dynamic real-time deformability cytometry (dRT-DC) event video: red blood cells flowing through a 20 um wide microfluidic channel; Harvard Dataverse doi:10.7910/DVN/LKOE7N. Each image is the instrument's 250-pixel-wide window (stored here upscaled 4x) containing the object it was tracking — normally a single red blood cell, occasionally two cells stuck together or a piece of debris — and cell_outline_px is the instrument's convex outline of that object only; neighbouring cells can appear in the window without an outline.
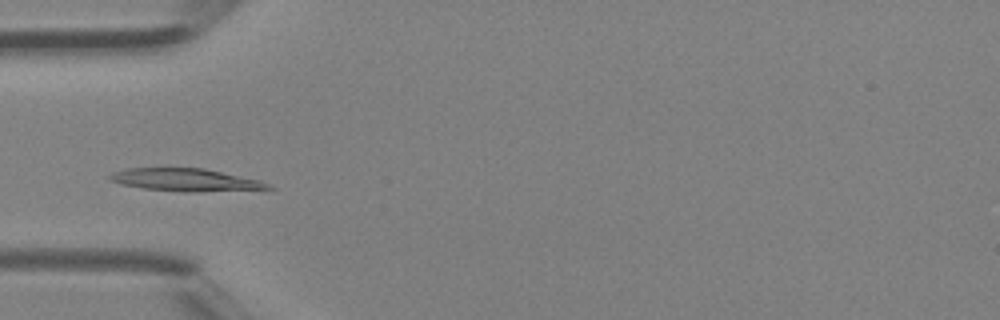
{"species": "Egyptian fruit bat (a non-hibernating species)", "species_latin": "Rousettus aegyptiacus", "temperature_condition": "room temperature", "stored_images_in_passage": 36, "camera_frame_rate_fps": 3000, "um_per_image_px": 0.085, "animal": {"sex": "female"}, "frame": {"image": 1, "passage_image": 5, "time_ms": 1.333, "image_size_px": [1000, 320], "cell_outline_px": [[276, 188], [144, 188], [120, 184], [108, 180], [108, 176], [112, 172], [124, 168], [204, 168], [260, 180]], "centroid_in_image_um": [15.55, 15.19], "position_along_channel_um": 69.5, "area_um2": 18.79}}
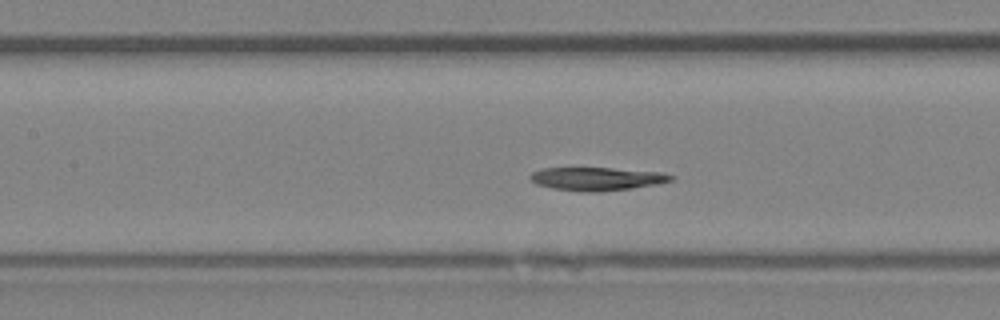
{"frame": {"image": 2, "passage_image": 11, "time_ms": 3.333, "image_size_px": [1000, 320], "cell_outline_px": [[676, 176], [672, 180], [656, 184], [632, 188], [600, 192], [584, 192], [552, 188], [536, 184], [528, 176], [532, 172], [544, 168], [612, 168], [660, 172]], "centroid_in_image_um": [50.73, 15.2], "position_along_channel_um": 156.7, "area_um2": 19.02}}
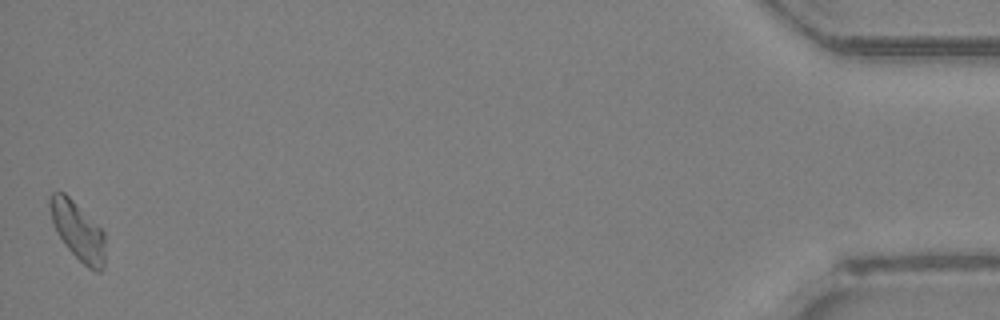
{"frame": {"image": 3, "passage_image": 36, "time_ms": 11.667, "image_size_px": [1000, 320], "cell_outline_px": [[104, 264], [100, 272], [96, 272], [88, 268], [64, 244], [56, 232], [52, 220], [48, 204], [48, 200], [52, 192], [64, 192], [104, 232]], "centroid_in_image_um": [6.59, 19.63], "position_along_channel_um": 428.6, "area_um2": 18.44}}